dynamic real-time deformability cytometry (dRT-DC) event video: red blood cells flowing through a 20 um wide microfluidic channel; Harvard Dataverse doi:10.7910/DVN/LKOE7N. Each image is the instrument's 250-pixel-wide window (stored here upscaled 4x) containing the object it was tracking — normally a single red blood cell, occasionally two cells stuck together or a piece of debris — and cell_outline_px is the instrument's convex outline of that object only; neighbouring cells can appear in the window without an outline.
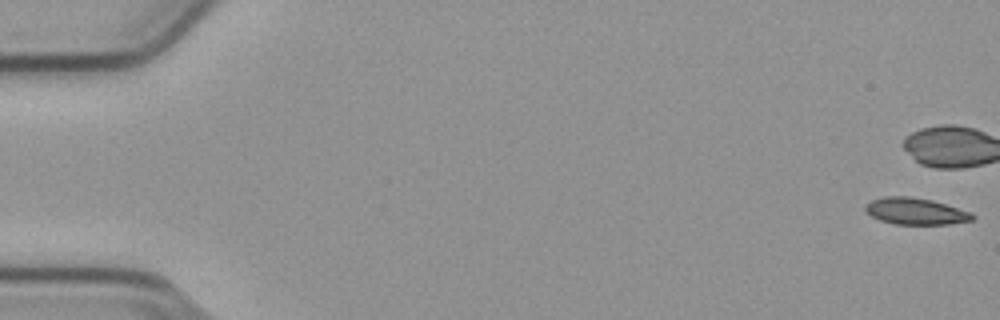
{"species": "common noctule bat (a hibernating species)", "species_latin": "Nyctalus noctula", "temperature_condition": "cold", "stored_images_in_passage": 11, "camera_frame_rate_fps": 3000, "um_per_image_px": 0.085, "animal": {"sex": "male", "body_mass_g": 23.1, "forearm_length_mm": 52.7}, "frame": {"image": 1, "passage_image": 1, "time_ms": 0.0, "image_size_px": [1000, 320], "cell_outline_px": [[976, 216], [972, 220], [948, 224], [896, 224], [880, 220], [872, 216], [864, 208], [872, 200], [884, 196], [908, 196], [932, 200], [972, 212]], "centroid_in_image_um": [77.86, 17.95], "position_along_channel_um": 7.1, "area_um2": 16.47}}